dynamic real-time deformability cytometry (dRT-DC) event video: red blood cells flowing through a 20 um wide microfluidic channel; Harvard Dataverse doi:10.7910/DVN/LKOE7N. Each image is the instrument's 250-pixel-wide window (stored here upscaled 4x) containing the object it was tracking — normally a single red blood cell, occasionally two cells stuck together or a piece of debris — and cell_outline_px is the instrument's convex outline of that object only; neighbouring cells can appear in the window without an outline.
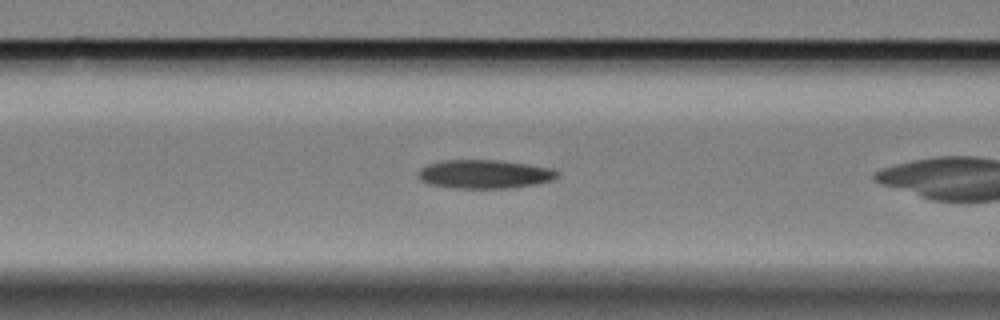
{"species": "Egyptian fruit bat (a non-hibernating species)", "species_latin": "Rousettus aegyptiacus", "temperature_condition": "cold", "stored_images_in_passage": 30, "camera_frame_rate_fps": 3000, "um_per_image_px": 0.085, "animal": {"sex": "female"}, "frame": {"image": 1, "passage_image": 7, "time_ms": 2.0, "image_size_px": [1000, 320], "cell_outline_px": [[556, 176], [552, 180], [536, 184], [508, 188], [452, 188], [428, 184], [420, 176], [420, 168], [428, 164], [444, 160], [496, 160], [552, 168], [556, 172]], "centroid_in_image_um": [41.17, 14.8], "position_along_channel_um": 125.4, "area_um2": 22.83}}
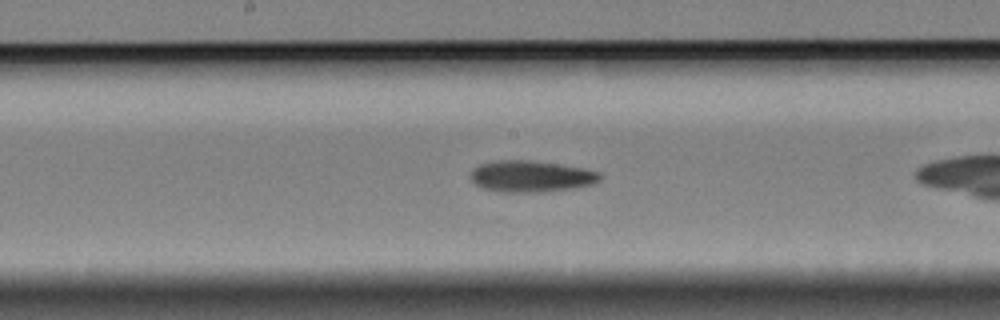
{"frame": {"image": 2, "passage_image": 14, "time_ms": 4.333, "image_size_px": [1000, 320], "cell_outline_px": [[600, 180], [592, 184], [568, 188], [540, 192], [500, 192], [480, 188], [468, 176], [472, 168], [480, 164], [500, 160], [528, 160], [560, 164], [584, 168], [600, 172]], "centroid_in_image_um": [45.07, 14.98], "position_along_channel_um": 203.1, "area_um2": 23.7}}
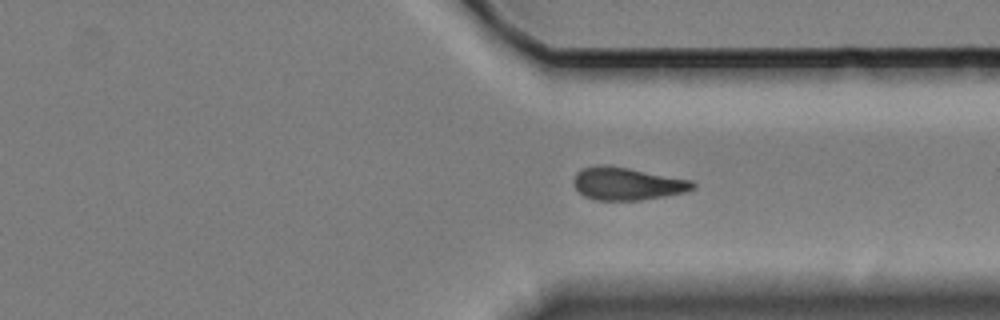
{"frame": {"image": 3, "passage_image": 28, "time_ms": 9.0, "image_size_px": [1000, 320], "cell_outline_px": [[696, 184], [692, 188], [684, 192], [664, 196], [640, 200], [592, 200], [584, 196], [576, 188], [572, 180], [576, 172], [584, 168], [600, 164], [604, 164], [628, 168], [692, 180]], "centroid_in_image_um": [53.26, 15.61], "position_along_channel_um": 358.1, "area_um2": 22.6}}